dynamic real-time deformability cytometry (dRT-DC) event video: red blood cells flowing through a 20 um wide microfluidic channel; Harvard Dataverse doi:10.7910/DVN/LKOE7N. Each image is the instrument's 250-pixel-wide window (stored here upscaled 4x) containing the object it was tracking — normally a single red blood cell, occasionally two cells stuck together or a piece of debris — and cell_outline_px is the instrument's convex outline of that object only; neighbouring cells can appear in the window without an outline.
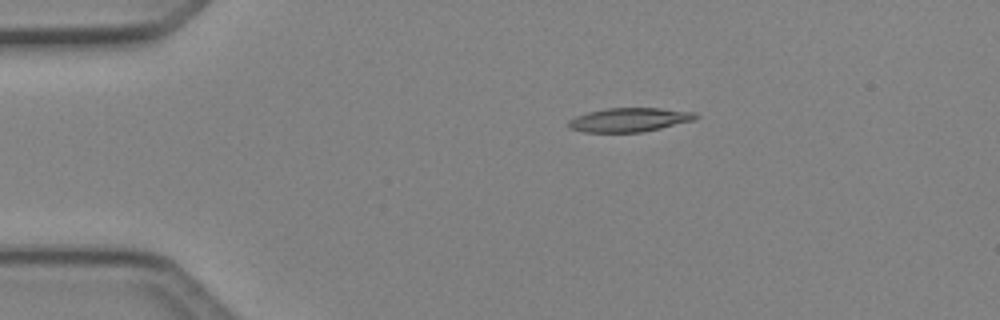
{"species": "Egyptian fruit bat (a non-hibernating species)", "species_latin": "Rousettus aegyptiacus", "temperature_condition": "cold", "stored_images_in_passage": 41, "camera_frame_rate_fps": 3000, "um_per_image_px": 0.085, "animal": {"sex": "female"}, "frame": {"image": 1, "passage_image": 1, "time_ms": 0.0, "image_size_px": [1000, 320], "cell_outline_px": [[700, 116], [692, 120], [644, 132], [584, 132], [568, 128], [568, 120], [576, 116], [588, 112], [604, 108], [660, 108], [696, 112]], "centroid_in_image_um": [53.47, 10.18], "position_along_channel_um": 31.5, "area_um2": 17.74}}
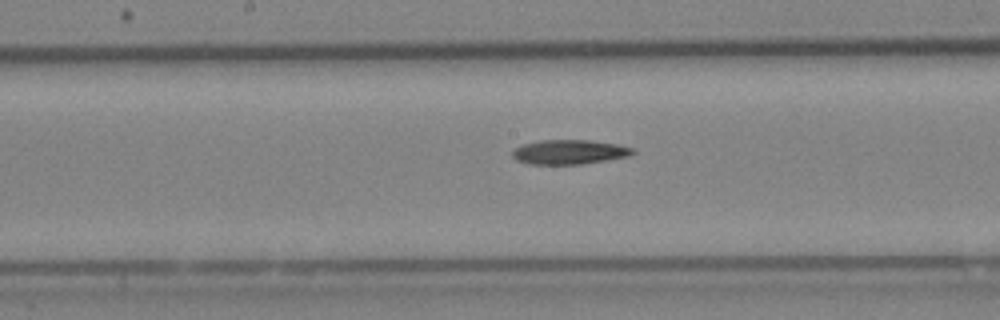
{"frame": {"image": 2, "passage_image": 17, "time_ms": 5.333, "image_size_px": [1000, 320], "cell_outline_px": [[636, 152], [628, 156], [580, 164], [528, 164], [516, 160], [512, 156], [512, 148], [524, 144], [540, 140], [588, 140], [616, 144], [632, 148]], "centroid_in_image_um": [48.33, 12.92], "position_along_channel_um": 199.9, "area_um2": 17.05}}
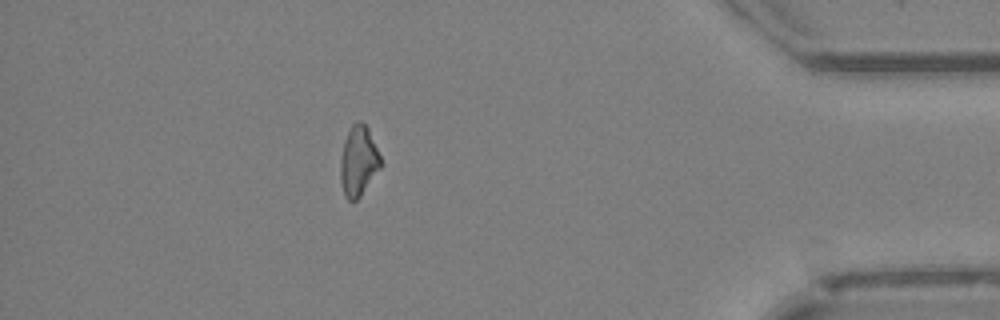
{"frame": {"image": 3, "passage_image": 35, "time_ms": 11.333, "image_size_px": [1000, 320], "cell_outline_px": [[384, 164], [360, 196], [356, 200], [348, 200], [344, 196], [340, 180], [340, 160], [344, 140], [352, 124], [356, 120], [360, 120], [368, 128]], "centroid_in_image_um": [30.48, 13.69], "position_along_channel_um": 404.7, "area_um2": 16.65}}